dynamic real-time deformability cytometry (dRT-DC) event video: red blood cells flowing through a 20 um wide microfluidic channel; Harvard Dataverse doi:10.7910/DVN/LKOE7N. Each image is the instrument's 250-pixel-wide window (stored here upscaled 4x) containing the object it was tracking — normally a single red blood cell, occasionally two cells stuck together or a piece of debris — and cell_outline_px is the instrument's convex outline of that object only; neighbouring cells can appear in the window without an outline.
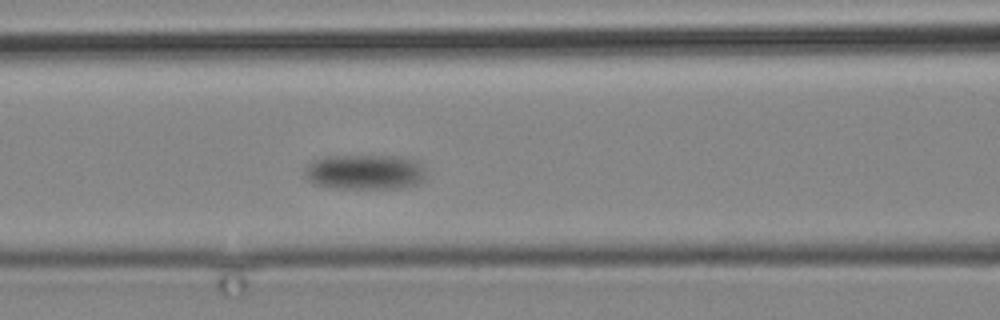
{"species": "common noctule bat (a hibernating species)", "species_latin": "Nyctalus noctula", "temperature_condition": "cold", "stored_images_in_passage": 4, "camera_frame_rate_fps": 3000, "um_per_image_px": 0.085, "animal": {"sex": "male", "body_mass_g": 19.2, "forearm_length_mm": 51.8}, "frame": {"image": 1, "passage_image": 4, "time_ms": 4.333, "image_size_px": [1000, 320], "cell_outline_px": [[424, 180], [416, 184], [396, 188], [332, 188], [312, 184], [304, 176], [304, 168], [312, 160], [324, 156], [400, 156], [416, 160], [424, 168]], "centroid_in_image_um": [30.95, 14.61], "position_along_channel_um": 135.6, "area_um2": 25.03}}